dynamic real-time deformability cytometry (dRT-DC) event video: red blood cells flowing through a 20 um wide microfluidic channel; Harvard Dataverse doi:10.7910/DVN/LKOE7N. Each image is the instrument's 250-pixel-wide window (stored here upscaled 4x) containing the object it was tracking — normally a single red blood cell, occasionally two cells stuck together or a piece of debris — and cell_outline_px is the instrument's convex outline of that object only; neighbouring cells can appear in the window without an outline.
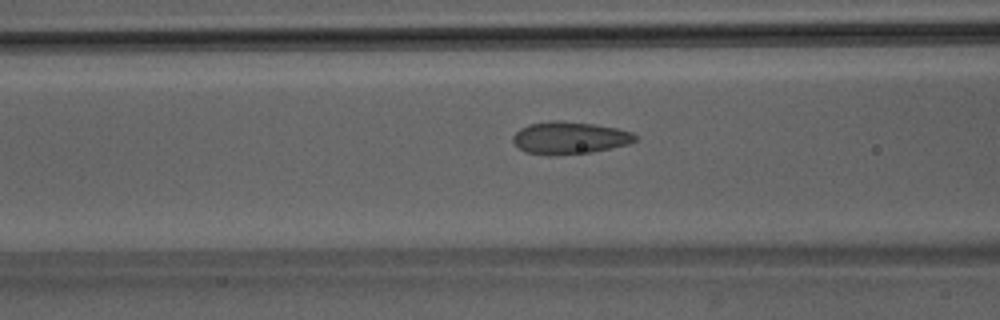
{"species": "Egyptian fruit bat (a non-hibernating species)", "species_latin": "Rousettus aegyptiacus", "temperature_condition": "room temperature", "stored_images_in_passage": 38, "camera_frame_rate_fps": 3000, "um_per_image_px": 0.085, "animal": {"sex": "male"}, "frame": {"image": 1, "passage_image": 14, "time_ms": 4.333, "image_size_px": [1000, 320], "cell_outline_px": [[636, 140], [628, 144], [592, 152], [556, 156], [548, 156], [524, 152], [512, 140], [512, 136], [520, 128], [528, 124], [548, 120], [564, 120], [596, 124], [616, 128], [632, 132], [636, 136]], "centroid_in_image_um": [48.37, 11.71], "position_along_channel_um": 118.2, "area_um2": 23.41}}
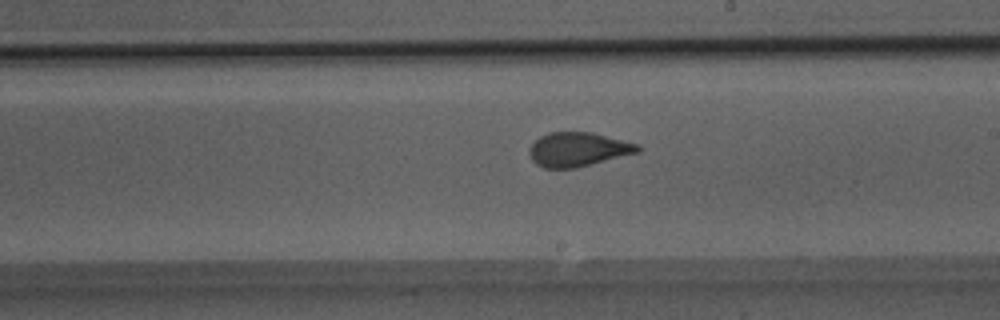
{"frame": {"image": 2, "passage_image": 23, "time_ms": 7.333, "image_size_px": [1000, 320], "cell_outline_px": [[640, 152], [576, 168], [544, 168], [536, 164], [532, 160], [528, 148], [540, 136], [548, 132], [592, 132], [640, 144]], "centroid_in_image_um": [49.14, 12.7], "position_along_channel_um": 239.9, "area_um2": 21.68}}
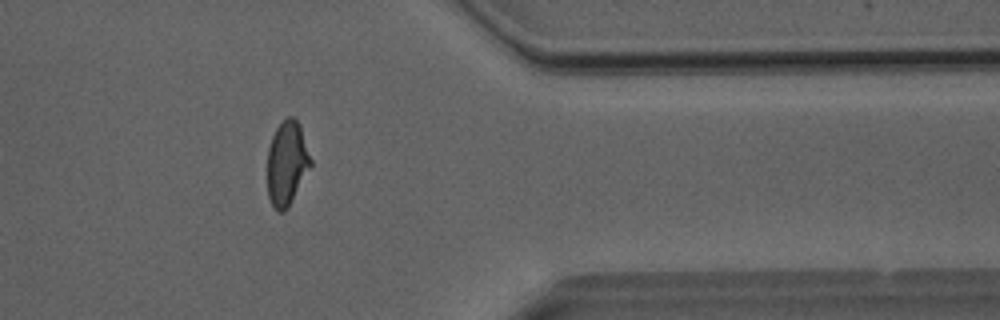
{"frame": {"image": 3, "passage_image": 35, "time_ms": 11.333, "image_size_px": [1000, 320], "cell_outline_px": [[312, 164], [288, 208], [284, 212], [276, 212], [268, 196], [268, 148], [272, 136], [276, 128], [288, 116], [292, 116], [300, 124], [312, 160]], "centroid_in_image_um": [24.39, 13.88], "position_along_channel_um": 387.0, "area_um2": 21.27}}